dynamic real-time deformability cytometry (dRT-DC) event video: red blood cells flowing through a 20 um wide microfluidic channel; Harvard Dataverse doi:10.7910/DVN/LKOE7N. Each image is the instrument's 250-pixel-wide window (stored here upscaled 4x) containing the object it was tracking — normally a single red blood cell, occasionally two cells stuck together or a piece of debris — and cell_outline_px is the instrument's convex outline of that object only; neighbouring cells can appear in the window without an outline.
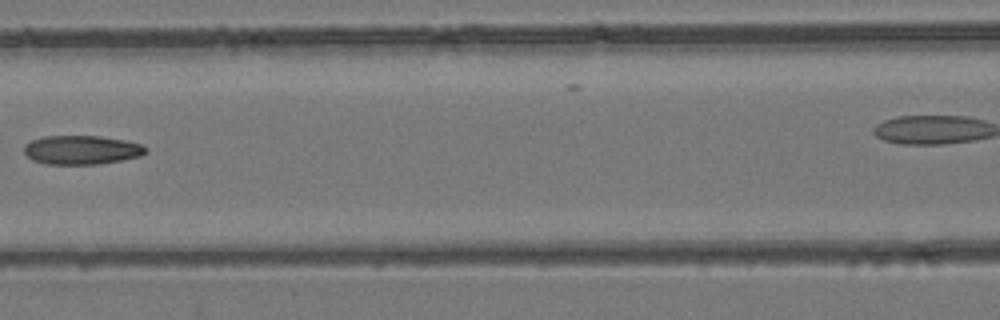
{"species": "common noctule bat (a hibernating species)", "species_latin": "Nyctalus noctula", "temperature_condition": "room temperature", "stored_images_in_passage": 7, "segment_of_instrument_passage": [1, 2], "camera_frame_rate_fps": 3000, "um_per_image_px": 0.085, "animal": {"sex": "female", "body_mass_g": 24.6, "forearm_length_mm": 56.2}, "frame": {"image": 1, "passage_image": 6, "time_ms": 6.667, "image_size_px": [1000, 320], "cell_outline_px": [[148, 148], [140, 156], [100, 164], [44, 164], [32, 160], [24, 152], [24, 144], [32, 140], [44, 136], [100, 136], [124, 140], [144, 144]], "centroid_in_image_um": [6.93, 12.74], "position_along_channel_um": 159.7, "area_um2": 20.58}}